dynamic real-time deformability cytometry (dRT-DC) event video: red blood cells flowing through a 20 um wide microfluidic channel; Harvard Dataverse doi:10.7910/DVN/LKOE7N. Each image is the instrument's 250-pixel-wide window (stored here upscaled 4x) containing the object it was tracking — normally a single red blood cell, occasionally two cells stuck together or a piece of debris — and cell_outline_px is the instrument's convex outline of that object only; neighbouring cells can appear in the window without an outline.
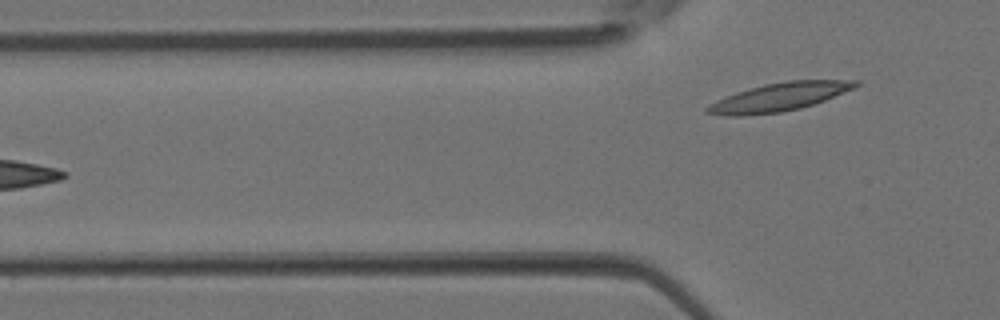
{"species": "Egyptian fruit bat (a non-hibernating species)", "species_latin": "Rousettus aegyptiacus", "temperature_condition": "room temperature", "stored_images_in_passage": 4, "camera_frame_rate_fps": 3000, "um_per_image_px": 0.085, "animal": {"sex": "female"}, "frame": {"image": 1, "passage_image": 4, "time_ms": 1.0, "image_size_px": [1000, 320], "cell_outline_px": [[860, 84], [856, 88], [824, 100], [800, 108], [780, 112], [744, 116], [724, 116], [704, 112], [704, 108], [708, 104], [724, 96], [736, 92], [764, 84], [788, 80], [860, 80]], "centroid_in_image_um": [66.19, 8.25], "position_along_channel_um": 59.6, "area_um2": 24.62}}